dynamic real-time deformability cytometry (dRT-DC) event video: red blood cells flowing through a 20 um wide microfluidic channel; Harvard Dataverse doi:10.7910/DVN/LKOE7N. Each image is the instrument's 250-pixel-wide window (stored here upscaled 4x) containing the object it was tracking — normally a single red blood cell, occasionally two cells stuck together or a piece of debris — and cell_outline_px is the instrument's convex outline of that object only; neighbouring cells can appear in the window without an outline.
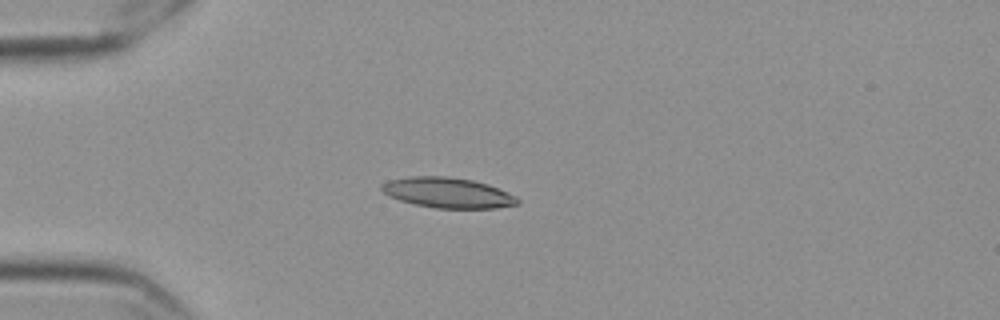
{"species": "Egyptian fruit bat (a non-hibernating species)", "species_latin": "Rousettus aegyptiacus", "temperature_condition": "cold", "stored_images_in_passage": 50, "camera_frame_rate_fps": 3000, "um_per_image_px": 0.085, "frame": {"image": 1, "passage_image": 14, "time_ms": 4.333, "image_size_px": [1000, 320], "cell_outline_px": [[520, 204], [496, 208], [436, 208], [416, 204], [400, 200], [384, 192], [380, 188], [380, 184], [388, 180], [408, 176], [448, 176], [472, 180], [488, 184], [508, 192], [516, 196], [520, 200]], "centroid_in_image_um": [38.08, 16.37], "position_along_channel_um": 46.9, "area_um2": 24.04}}
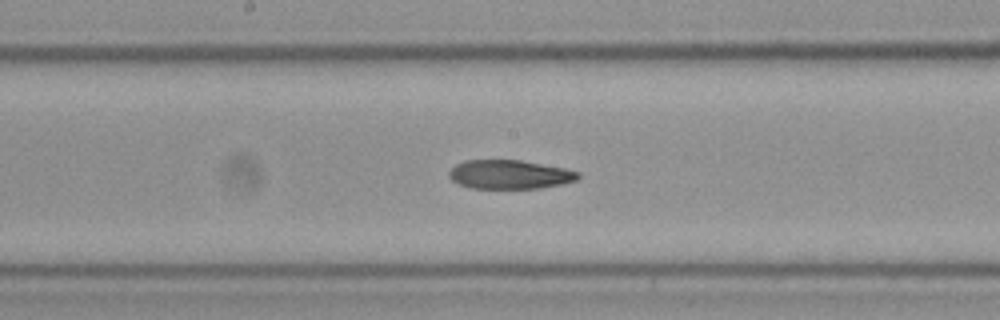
{"frame": {"image": 2, "passage_image": 29, "time_ms": 9.333, "image_size_px": [1000, 320], "cell_outline_px": [[580, 176], [576, 180], [560, 184], [540, 188], [472, 188], [460, 184], [452, 180], [448, 176], [448, 172], [456, 164], [464, 160], [520, 160], [564, 168], [580, 172]], "centroid_in_image_um": [43.31, 14.82], "position_along_channel_um": 204.9, "area_um2": 21.62}}
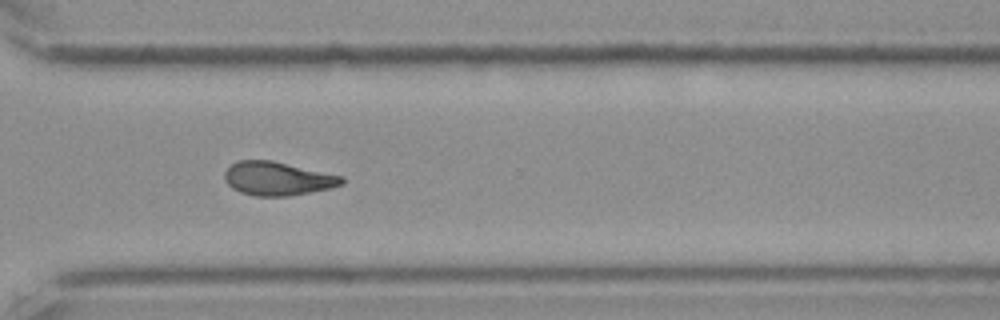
{"frame": {"image": 3, "passage_image": 41, "time_ms": 13.333, "image_size_px": [1000, 320], "cell_outline_px": [[344, 184], [332, 188], [288, 196], [256, 196], [240, 192], [232, 188], [224, 180], [224, 172], [232, 164], [240, 160], [272, 160], [344, 176]], "centroid_in_image_um": [23.61, 15.18], "position_along_channel_um": 347.0, "area_um2": 23.06}, "authors_computed_cell_mechanics": {"area_um2": 22.3975, "velocity_mm_per_s": 3.5594, "shape_relaxation_time_tau1_ms": null, "shape_relaxation_time_tau2_ms": 8.744, "deformation_change_tau1": null, "deformation_change_tau2": 0.1614}}